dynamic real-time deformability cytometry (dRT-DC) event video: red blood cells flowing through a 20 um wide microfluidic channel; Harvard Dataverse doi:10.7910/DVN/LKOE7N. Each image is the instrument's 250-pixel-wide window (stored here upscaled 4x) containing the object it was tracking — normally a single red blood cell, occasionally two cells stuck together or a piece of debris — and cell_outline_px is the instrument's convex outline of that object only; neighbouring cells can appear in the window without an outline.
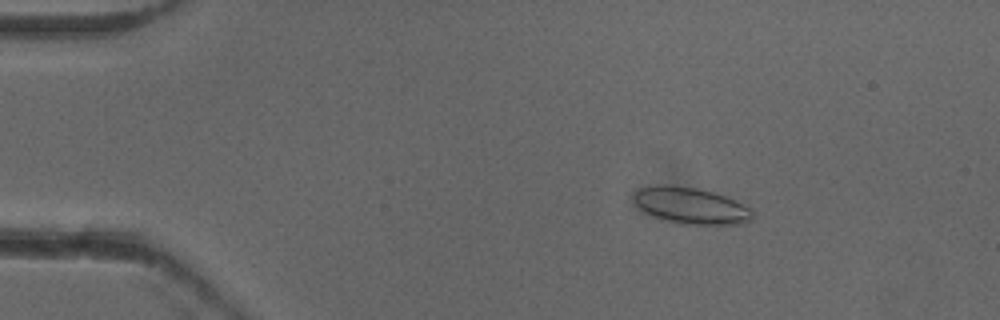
{"species": "common noctule bat (a hibernating species)", "species_latin": "Nyctalus noctula", "temperature_condition": "cold", "stored_images_in_passage": 16, "camera_frame_rate_fps": 3000, "um_per_image_px": 0.085, "animal": {"sex": "female"}, "frame": {"image": 1, "passage_image": 9, "time_ms": 2.667, "image_size_px": [1000, 320], "cell_outline_px": [[752, 220], [744, 224], [680, 224], [652, 216], [640, 208], [632, 200], [632, 196], [640, 188], [652, 184], [668, 184], [696, 188], [712, 192], [724, 196], [752, 208]], "centroid_in_image_um": [58.7, 17.47], "position_along_channel_um": 26.3, "area_um2": 25.32}}